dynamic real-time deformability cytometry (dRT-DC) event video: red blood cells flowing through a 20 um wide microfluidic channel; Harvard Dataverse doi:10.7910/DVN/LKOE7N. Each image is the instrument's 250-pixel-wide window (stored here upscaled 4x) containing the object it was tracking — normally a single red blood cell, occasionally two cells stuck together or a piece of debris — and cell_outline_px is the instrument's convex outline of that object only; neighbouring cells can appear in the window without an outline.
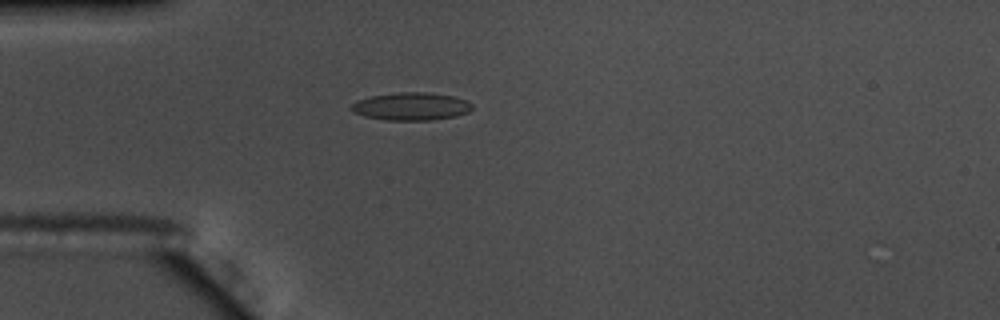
{"species": "common noctule bat (a hibernating species)", "species_latin": "Nyctalus noctula", "temperature_condition": "warm", "stored_images_in_passage": 42, "camera_frame_rate_fps": 3000, "um_per_image_px": 0.085, "animal": {"sex": "male", "body_mass_g": 17.5, "forearm_length_mm": 52.3}, "frame": {"image": 1, "passage_image": 2, "time_ms": 0.333, "image_size_px": [1000, 320], "cell_outline_px": [[472, 108], [468, 112], [456, 116], [432, 120], [388, 120], [364, 116], [352, 112], [352, 104], [356, 100], [372, 96], [400, 92], [424, 92], [452, 96], [468, 100], [472, 104]], "centroid_in_image_um": [34.96, 9.04], "position_along_channel_um": 50.0, "area_um2": 19.48}}
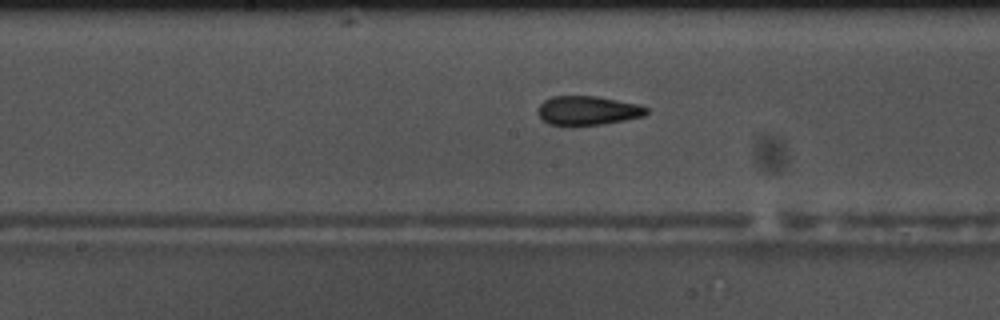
{"frame": {"image": 2, "passage_image": 15, "time_ms": 4.667, "image_size_px": [1000, 320], "cell_outline_px": [[648, 112], [644, 116], [624, 120], [600, 124], [548, 124], [536, 112], [540, 104], [544, 100], [552, 96], [596, 96], [640, 104], [648, 108]], "centroid_in_image_um": [49.97, 9.37], "position_along_channel_um": 198.2, "area_um2": 18.15}}
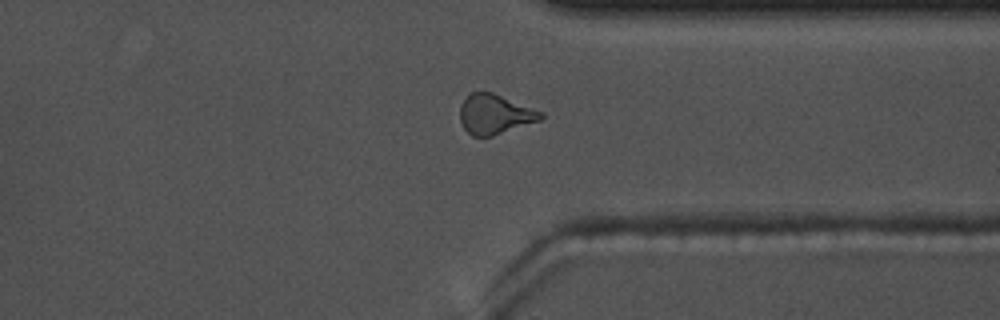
{"frame": {"image": 3, "passage_image": 29, "time_ms": 9.333, "image_size_px": [1000, 320], "cell_outline_px": [[544, 116], [540, 120], [492, 136], [472, 136], [464, 128], [460, 120], [460, 104], [472, 92], [492, 92], [544, 112]], "centroid_in_image_um": [42.06, 9.71], "position_along_channel_um": 369.3, "area_um2": 18.55}, "authors_computed_cell_mechanics": {"area_um2": 18.6405, "velocity_mm_per_s": 3.6856, "shape_relaxation_time_tau1_ms": null, "shape_relaxation_time_tau2_ms": 2.202, "deformation_change_tau1": null, "deformation_change_tau2": 0.1029}}